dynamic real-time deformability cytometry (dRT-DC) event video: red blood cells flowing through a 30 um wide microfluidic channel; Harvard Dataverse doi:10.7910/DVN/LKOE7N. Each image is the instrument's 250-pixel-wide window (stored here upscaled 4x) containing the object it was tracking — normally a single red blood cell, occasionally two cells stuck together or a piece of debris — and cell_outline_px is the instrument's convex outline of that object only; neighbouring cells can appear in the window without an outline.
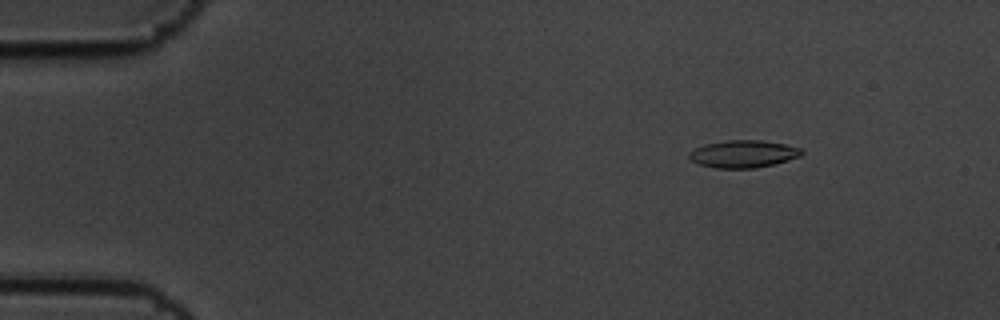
{"species": "common noctule bat (a hibernating species)", "species_latin": "Nyctalus noctula", "temperature_condition": "cold", "stored_images_in_passage": 5, "camera_frame_rate_fps": 3000, "um_per_image_px": 0.085, "animal": {"sex": "male", "body_mass_g": 19.5, "forearm_length_mm": 54.6}, "frame": {"image": 1, "passage_image": 2, "time_ms": 0.333, "image_size_px": [1000, 320], "cell_outline_px": [[804, 152], [800, 156], [776, 164], [756, 168], [716, 168], [700, 164], [692, 160], [688, 156], [688, 152], [704, 144], [724, 140], [764, 140], [784, 144], [800, 148]], "centroid_in_image_um": [63.19, 13.08], "position_along_channel_um": 21.8, "area_um2": 18.03}}
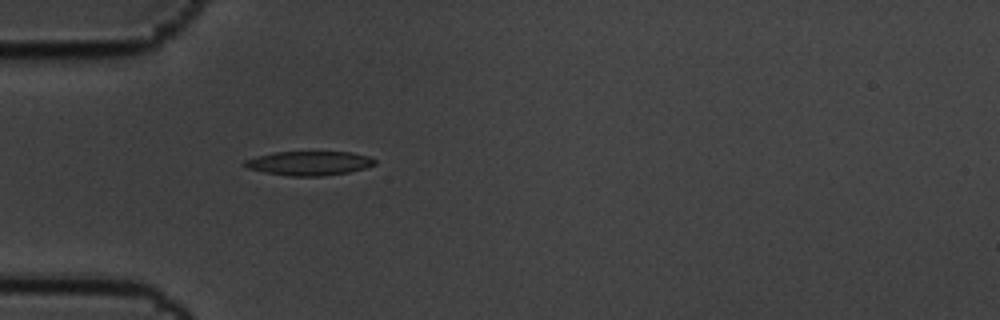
{"frame": {"image": 2, "passage_image": 5, "time_ms": 1.333, "image_size_px": [1000, 320], "cell_outline_px": [[376, 164], [364, 168], [348, 172], [324, 176], [288, 176], [264, 172], [248, 168], [240, 164], [244, 160], [256, 156], [272, 152], [352, 152], [368, 156], [376, 160]], "centroid_in_image_um": [26.24, 13.87], "position_along_channel_um": 58.8, "area_um2": 18.44}}